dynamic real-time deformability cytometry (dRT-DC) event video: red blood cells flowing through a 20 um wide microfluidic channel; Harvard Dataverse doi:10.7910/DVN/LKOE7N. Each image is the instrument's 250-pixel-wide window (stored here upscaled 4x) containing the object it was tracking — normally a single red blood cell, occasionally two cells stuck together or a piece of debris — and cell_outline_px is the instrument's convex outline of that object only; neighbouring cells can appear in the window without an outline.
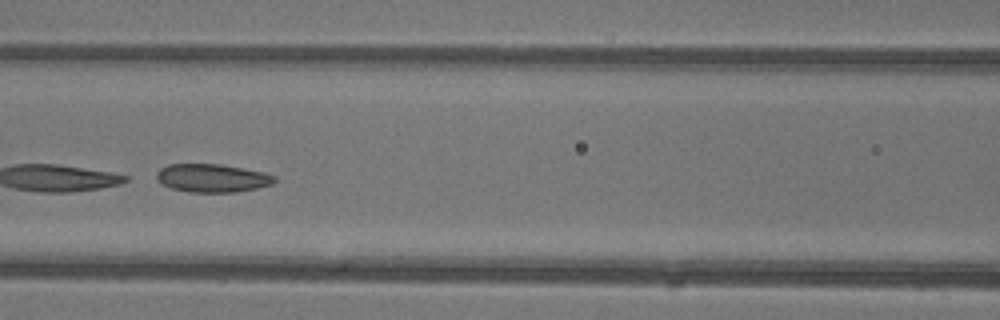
{"species": "common noctule bat (a hibernating species)", "species_latin": "Nyctalus noctula", "temperature_condition": "warm", "stored_images_in_passage": 45, "camera_frame_rate_fps": 3000, "um_per_image_px": 0.085, "animal": {"sex": "female"}, "frame": {"image": 1, "passage_image": 20, "time_ms": 6.333, "image_size_px": [1000, 320], "cell_outline_px": [[276, 180], [272, 184], [256, 188], [236, 192], [188, 192], [172, 188], [156, 180], [156, 172], [160, 168], [168, 164], [220, 164], [264, 172], [276, 176]], "centroid_in_image_um": [18.03, 15.13], "position_along_channel_um": 148.6, "area_um2": 19.42}}
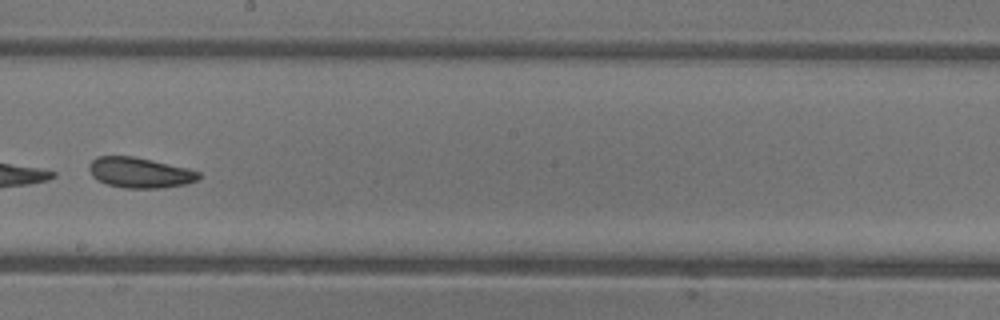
{"frame": {"image": 2, "passage_image": 26, "time_ms": 8.333, "image_size_px": [1000, 320], "cell_outline_px": [[200, 176], [196, 180], [184, 184], [164, 188], [124, 188], [108, 184], [92, 176], [88, 168], [88, 164], [96, 156], [132, 156], [152, 160], [188, 168], [200, 172]], "centroid_in_image_um": [11.87, 14.67], "position_along_channel_um": 236.3, "area_um2": 19.36}}